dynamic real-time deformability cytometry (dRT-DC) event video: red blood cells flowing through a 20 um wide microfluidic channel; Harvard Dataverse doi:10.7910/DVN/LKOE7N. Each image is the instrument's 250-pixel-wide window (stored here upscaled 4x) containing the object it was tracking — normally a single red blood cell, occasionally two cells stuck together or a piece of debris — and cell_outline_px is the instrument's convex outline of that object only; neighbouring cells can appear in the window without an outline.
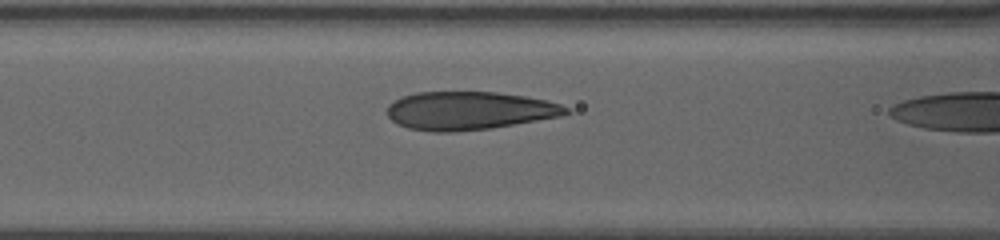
{"species": "human", "species_latin": "Homo sapiens", "temperature_condition": "warm", "stored_images_in_passage": 10, "camera_frame_rate_fps": 3000, "um_per_image_px": 0.085, "donor": {"sex": "female"}, "frame": {"image": 1, "passage_image": 9, "time_ms": 2.667, "image_size_px": [1000, 240], "cell_outline_px": [[572, 112], [560, 116], [492, 128], [452, 132], [432, 132], [408, 128], [392, 120], [388, 116], [388, 104], [404, 96], [416, 92], [496, 92], [524, 96], [548, 100], [560, 104], [568, 108]], "centroid_in_image_um": [39.9, 9.41], "position_along_channel_um": 126.7, "area_um2": 39.71}}